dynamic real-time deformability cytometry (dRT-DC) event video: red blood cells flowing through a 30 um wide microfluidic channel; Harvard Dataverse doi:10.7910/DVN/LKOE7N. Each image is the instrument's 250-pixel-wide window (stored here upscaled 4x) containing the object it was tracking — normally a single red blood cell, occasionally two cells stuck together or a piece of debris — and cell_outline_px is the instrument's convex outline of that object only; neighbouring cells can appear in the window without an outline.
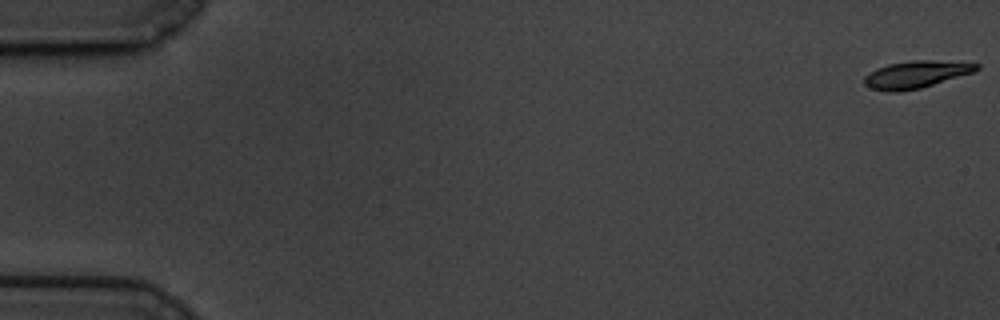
{"species": "common noctule bat (a hibernating species)", "species_latin": "Nyctalus noctula", "temperature_condition": "cold", "stored_images_in_passage": 19, "camera_frame_rate_fps": 3000, "um_per_image_px": 0.085, "animal": {"sex": "male", "body_mass_g": 19.5, "forearm_length_mm": 54.6}, "frame": {"image": 1, "passage_image": 1, "time_ms": 0.0, "image_size_px": [1000, 320], "cell_outline_px": [[980, 68], [976, 72], [920, 88], [896, 92], [888, 92], [872, 88], [864, 84], [864, 76], [876, 68], [888, 64], [912, 60], [932, 60], [980, 64]], "centroid_in_image_um": [77.88, 6.33], "position_along_channel_um": 7.1, "area_um2": 17.8}}
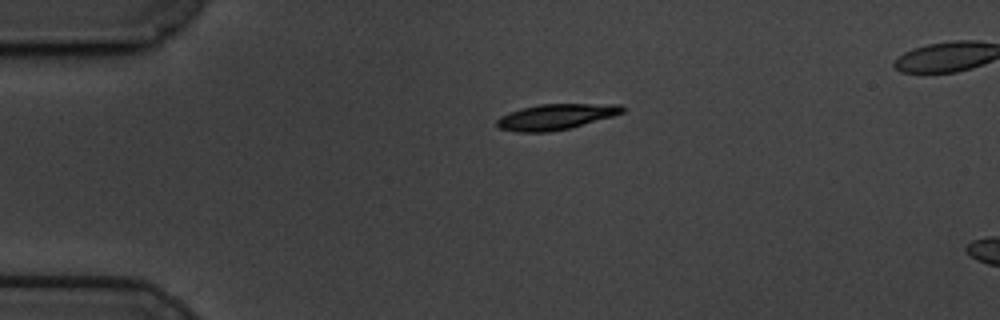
{"frame": {"image": 2, "passage_image": 14, "time_ms": 4.333, "image_size_px": [1000, 320], "cell_outline_px": [[628, 108], [624, 112], [612, 116], [572, 128], [552, 132], [516, 132], [500, 128], [496, 124], [496, 120], [500, 116], [508, 112], [540, 104], [620, 104]], "centroid_in_image_um": [47.27, 9.93], "position_along_channel_um": 37.7, "area_um2": 18.9}}